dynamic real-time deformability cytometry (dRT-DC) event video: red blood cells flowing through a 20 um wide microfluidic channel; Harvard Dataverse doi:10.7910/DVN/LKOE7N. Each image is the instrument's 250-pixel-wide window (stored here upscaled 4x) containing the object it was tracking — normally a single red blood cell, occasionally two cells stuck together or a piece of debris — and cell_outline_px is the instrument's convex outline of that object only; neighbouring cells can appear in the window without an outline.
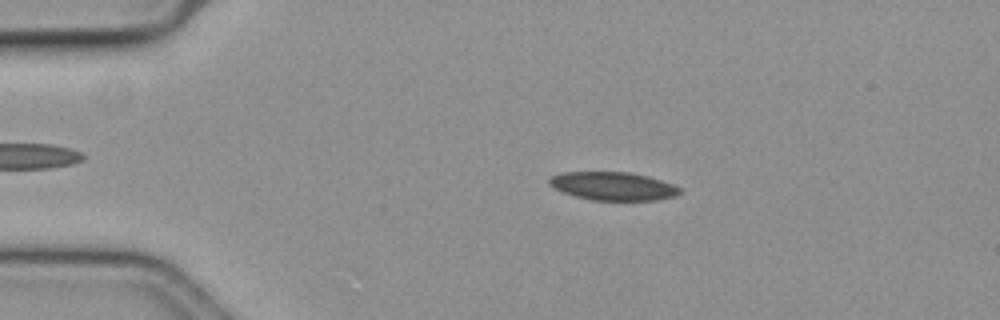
{"species": "common noctule bat (a hibernating species)", "species_latin": "Nyctalus noctula", "temperature_condition": "cold", "stored_images_in_passage": 59, "camera_frame_rate_fps": 3000, "um_per_image_px": 0.085, "animal": {"sex": "female", "body_mass_g": 19.3, "forearm_length_mm": 54.1}, "frame": {"image": 1, "passage_image": 12, "time_ms": 3.667, "image_size_px": [1000, 320], "cell_outline_px": [[680, 192], [676, 196], [656, 200], [592, 200], [576, 196], [564, 192], [548, 184], [548, 180], [552, 176], [564, 172], [628, 172], [648, 176], [672, 184], [680, 188]], "centroid_in_image_um": [52.12, 15.82], "position_along_channel_um": 32.9, "area_um2": 21.27}}
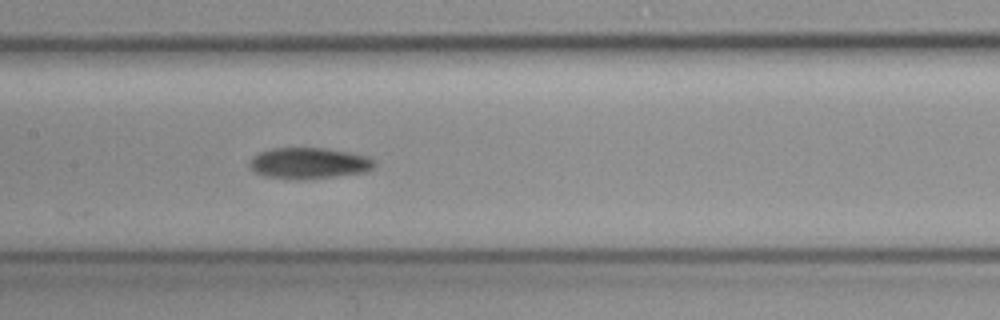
{"frame": {"image": 2, "passage_image": 29, "time_ms": 9.333, "image_size_px": [1000, 320], "cell_outline_px": [[376, 164], [368, 172], [304, 180], [292, 180], [264, 176], [248, 168], [248, 164], [260, 152], [272, 148], [324, 148], [348, 152], [368, 156], [376, 160]], "centroid_in_image_um": [26.29, 13.89], "position_along_channel_um": 181.1, "area_um2": 22.89}}
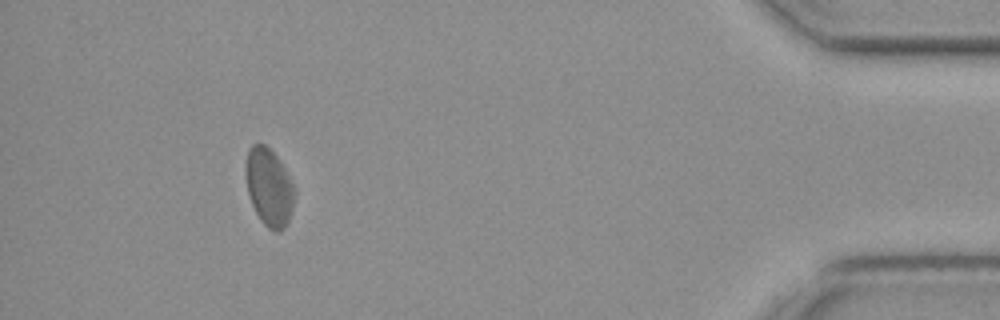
{"frame": {"image": 3, "passage_image": 54, "time_ms": 17.667, "image_size_px": [1000, 320], "cell_outline_px": [[296, 196], [288, 220], [284, 228], [276, 232], [268, 228], [260, 220], [252, 204], [248, 192], [244, 172], [244, 168], [248, 148], [252, 144], [264, 144], [280, 160], [296, 188]], "centroid_in_image_um": [22.87, 15.89], "position_along_channel_um": 412.3, "area_um2": 22.31}}